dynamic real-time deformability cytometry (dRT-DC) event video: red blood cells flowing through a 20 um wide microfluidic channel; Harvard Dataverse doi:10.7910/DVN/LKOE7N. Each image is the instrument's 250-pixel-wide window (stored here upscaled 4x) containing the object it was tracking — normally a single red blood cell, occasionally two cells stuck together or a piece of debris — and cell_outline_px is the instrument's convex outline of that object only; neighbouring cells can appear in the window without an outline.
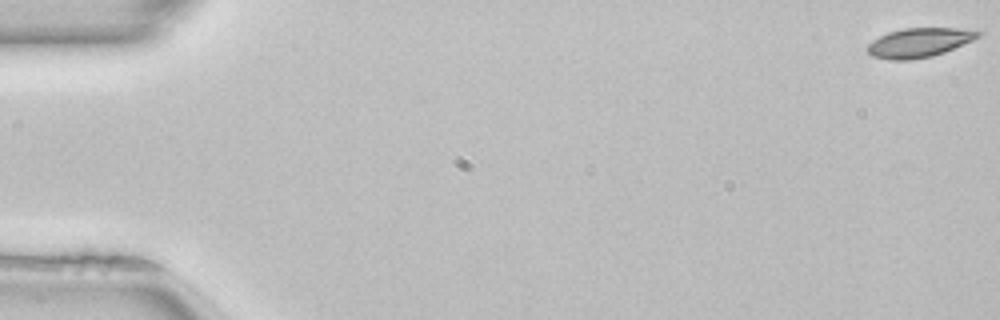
{"species": "common noctule bat (a hibernating species)", "species_latin": "Nyctalus noctula", "temperature_condition": "room temperature", "stored_images_in_passage": 37, "camera_frame_rate_fps": 3000, "um_per_image_px": 0.085, "animal": {"sex": "female", "body_mass_g": 22.7, "forearm_length_mm": 54.2}, "frame": {"image": 1, "passage_image": 1, "time_ms": 0.0, "image_size_px": [1000, 320], "cell_outline_px": [[984, 32], [980, 36], [972, 40], [944, 52], [932, 56], [912, 60], [888, 60], [872, 56], [864, 48], [872, 40], [888, 32], [904, 28], [956, 28]], "centroid_in_image_um": [78.08, 3.63], "position_along_channel_um": 6.9, "area_um2": 18.9}}
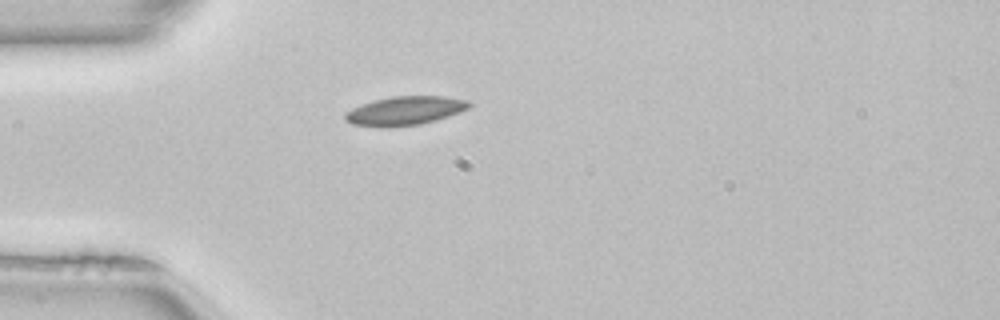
{"frame": {"image": 2, "passage_image": 15, "time_ms": 4.667, "image_size_px": [1000, 320], "cell_outline_px": [[472, 104], [468, 108], [460, 112], [436, 120], [420, 124], [384, 128], [380, 128], [352, 124], [344, 120], [344, 112], [360, 104], [392, 96], [444, 96], [468, 100]], "centroid_in_image_um": [34.38, 9.42], "position_along_channel_um": 50.6, "area_um2": 21.04}}